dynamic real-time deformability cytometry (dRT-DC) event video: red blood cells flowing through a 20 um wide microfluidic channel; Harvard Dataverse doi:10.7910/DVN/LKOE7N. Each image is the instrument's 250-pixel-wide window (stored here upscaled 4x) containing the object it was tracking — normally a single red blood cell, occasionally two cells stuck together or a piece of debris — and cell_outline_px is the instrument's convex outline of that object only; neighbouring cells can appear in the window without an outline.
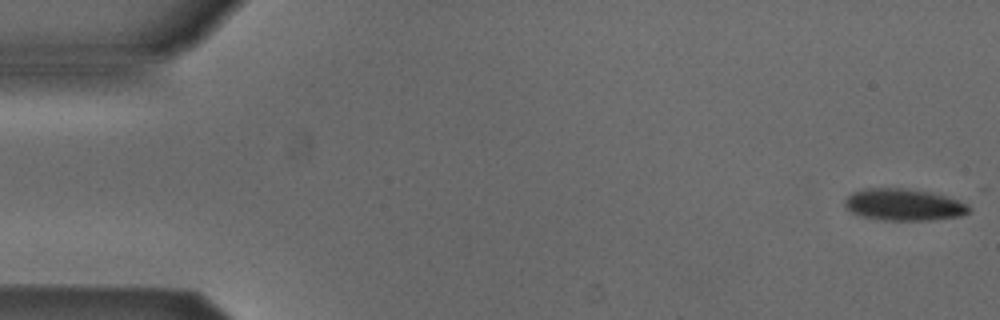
{"species": "Egyptian fruit bat (a non-hibernating species)", "species_latin": "Rousettus aegyptiacus", "temperature_condition": "cold", "stored_images_in_passage": 15, "camera_frame_rate_fps": 3000, "um_per_image_px": 0.085, "animal": {"sex": "male"}, "frame": {"image": 1, "passage_image": 1, "time_ms": 0.0, "image_size_px": [1000, 320], "cell_outline_px": [[972, 208], [968, 212], [960, 216], [932, 220], [884, 220], [864, 216], [852, 212], [844, 208], [844, 200], [852, 192], [864, 188], [904, 188], [932, 192], [968, 204]], "centroid_in_image_um": [76.8, 17.39], "position_along_channel_um": 8.2, "area_um2": 23.0}}